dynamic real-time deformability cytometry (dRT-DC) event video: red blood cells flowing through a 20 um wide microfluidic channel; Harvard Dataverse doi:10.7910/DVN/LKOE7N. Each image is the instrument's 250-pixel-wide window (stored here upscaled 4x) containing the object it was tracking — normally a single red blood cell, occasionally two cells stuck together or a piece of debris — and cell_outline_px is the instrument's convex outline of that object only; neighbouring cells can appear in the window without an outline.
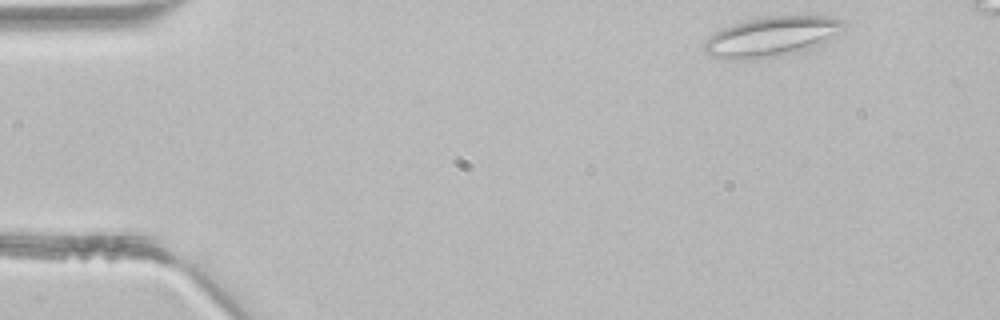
{"species": "common noctule bat (a hibernating species)", "species_latin": "Nyctalus noctula", "temperature_condition": "room temperature", "stored_images_in_passage": 4, "camera_frame_rate_fps": 3000, "um_per_image_px": 0.085, "animal": {"sex": "male", "body_mass_g": 21.5, "forearm_length_mm": 52.0}, "frame": {"image": 1, "passage_image": 1, "time_ms": 0.0, "image_size_px": [1000, 320], "cell_outline_px": [[848, 24], [840, 32], [824, 44], [812, 48], [780, 56], [752, 60], [720, 60], [708, 56], [704, 52], [704, 44], [708, 36], [724, 28], [748, 20], [764, 16], [804, 12], [848, 20]], "centroid_in_image_um": [65.67, 3.09], "position_along_channel_um": 19.3, "area_um2": 33.99}}